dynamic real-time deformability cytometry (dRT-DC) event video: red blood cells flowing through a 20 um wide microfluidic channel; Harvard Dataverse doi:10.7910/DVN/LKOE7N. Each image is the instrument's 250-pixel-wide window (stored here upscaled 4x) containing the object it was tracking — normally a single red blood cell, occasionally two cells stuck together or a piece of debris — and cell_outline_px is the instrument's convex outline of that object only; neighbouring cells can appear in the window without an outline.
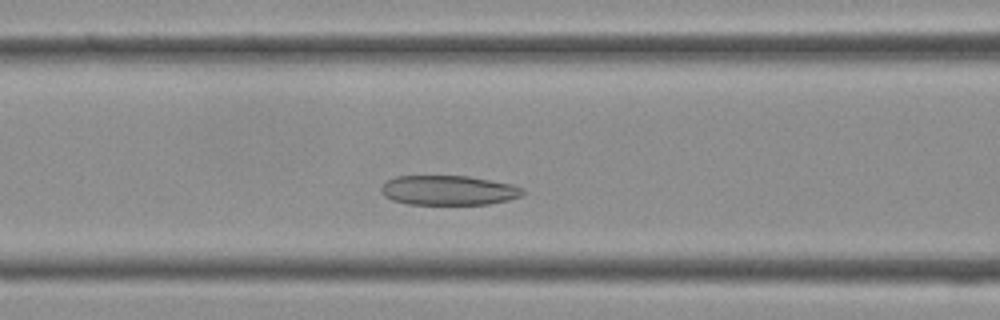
{"species": "Egyptian fruit bat (a non-hibernating species)", "species_latin": "Rousettus aegyptiacus", "temperature_condition": "cold", "stored_images_in_passage": 34, "camera_frame_rate_fps": 3000, "um_per_image_px": 0.085, "frame": {"image": 1, "passage_image": 10, "time_ms": 3.0, "image_size_px": [1000, 320], "cell_outline_px": [[524, 192], [520, 196], [508, 200], [488, 204], [408, 204], [392, 200], [384, 196], [380, 192], [380, 188], [388, 180], [396, 176], [468, 176], [512, 184], [524, 188]], "centroid_in_image_um": [38.11, 16.17], "position_along_channel_um": 128.5, "area_um2": 24.45}}
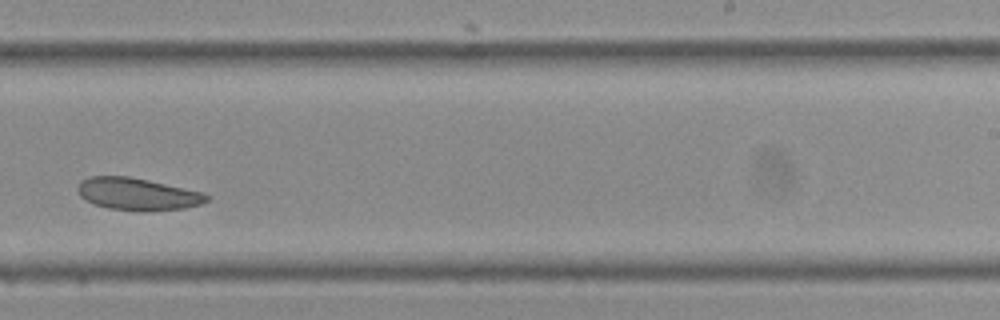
{"frame": {"image": 2, "passage_image": 19, "time_ms": 6.0, "image_size_px": [1000, 320], "cell_outline_px": [[208, 200], [200, 204], [184, 208], [140, 212], [108, 208], [84, 200], [80, 196], [76, 188], [80, 180], [88, 176], [128, 176], [148, 180], [204, 192], [208, 196]], "centroid_in_image_um": [11.65, 16.49], "position_along_channel_um": 277.4, "area_um2": 24.39}}
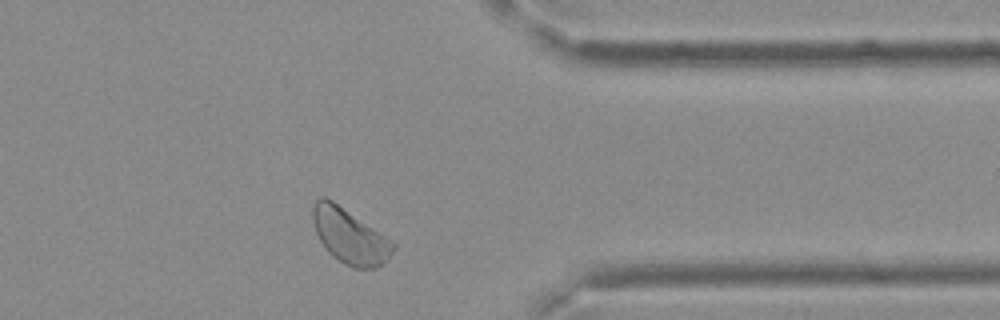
{"frame": {"image": 3, "passage_image": 26, "time_ms": 8.333, "image_size_px": [1000, 320], "cell_outline_px": [[396, 248], [388, 260], [384, 264], [376, 268], [352, 268], [344, 264], [332, 256], [328, 252], [320, 240], [316, 232], [312, 220], [312, 204], [320, 196], [324, 196], [332, 200], [396, 244]], "centroid_in_image_um": [29.71, 20.09], "position_along_channel_um": 381.7, "area_um2": 25.61}}